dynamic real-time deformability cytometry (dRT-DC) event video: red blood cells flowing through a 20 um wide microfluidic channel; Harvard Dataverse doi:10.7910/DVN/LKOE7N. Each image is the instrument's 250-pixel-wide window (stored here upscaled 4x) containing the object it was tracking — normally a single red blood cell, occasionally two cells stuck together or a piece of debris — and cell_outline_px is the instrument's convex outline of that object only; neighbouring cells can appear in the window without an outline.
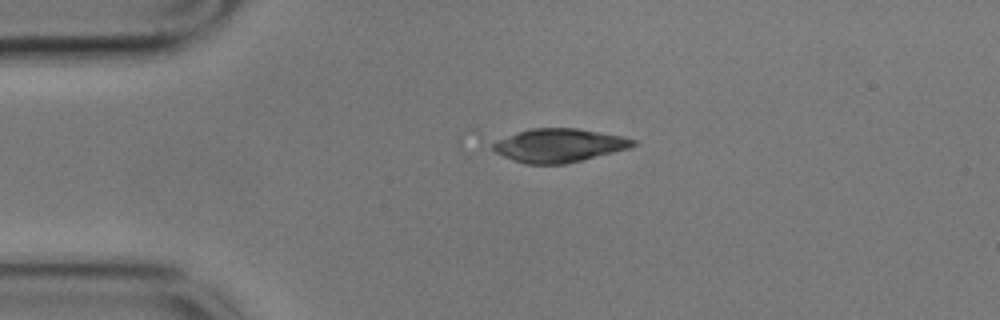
{"species": "common noctule bat (a hibernating species)", "species_latin": "Nyctalus noctula", "temperature_condition": "cold", "stored_images_in_passage": 25, "camera_frame_rate_fps": 3000, "um_per_image_px": 0.085, "animal": {"sex": "male", "body_mass_g": 17.9}, "frame": {"image": 1, "passage_image": 1, "time_ms": 0.0, "image_size_px": [1000, 320], "cell_outline_px": [[636, 144], [628, 148], [564, 164], [528, 164], [504, 156], [496, 152], [492, 148], [492, 144], [496, 140], [532, 128], [576, 128], [620, 136], [636, 140]], "centroid_in_image_um": [47.5, 12.35], "position_along_channel_um": 37.5, "area_um2": 26.65}}
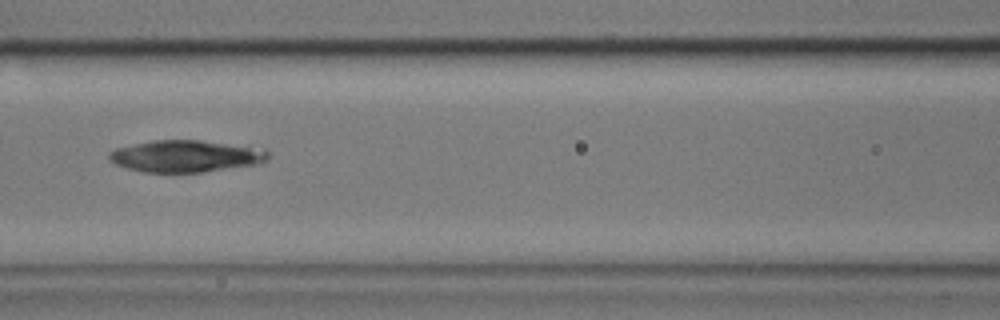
{"frame": {"image": 2, "passage_image": 13, "time_ms": 4.0, "image_size_px": [1000, 320], "cell_outline_px": [[268, 160], [260, 164], [200, 172], [144, 172], [128, 168], [116, 164], [108, 160], [108, 152], [116, 148], [152, 140], [200, 140], [264, 148], [268, 152]], "centroid_in_image_um": [15.81, 13.27], "position_along_channel_um": 150.8, "area_um2": 29.59}}
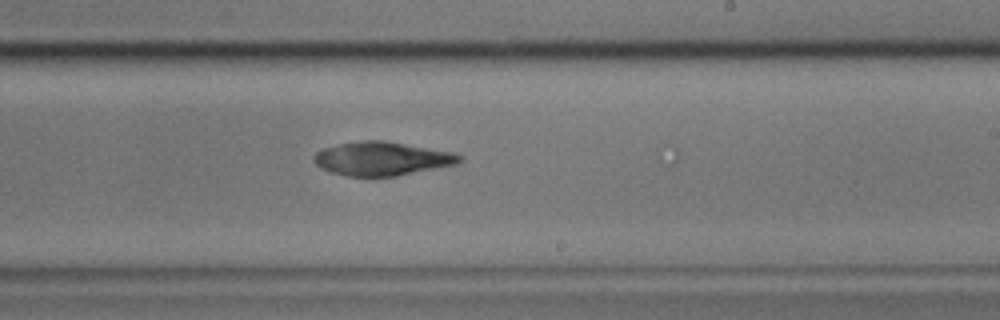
{"frame": {"image": 3, "passage_image": 22, "time_ms": 7.0, "image_size_px": [1000, 320], "cell_outline_px": [[464, 160], [456, 164], [396, 176], [348, 176], [328, 172], [320, 168], [312, 160], [312, 156], [316, 152], [324, 148], [340, 144], [364, 140], [384, 140], [452, 152], [464, 156]], "centroid_in_image_um": [32.45, 13.49], "position_along_channel_um": 256.6, "area_um2": 28.61}}